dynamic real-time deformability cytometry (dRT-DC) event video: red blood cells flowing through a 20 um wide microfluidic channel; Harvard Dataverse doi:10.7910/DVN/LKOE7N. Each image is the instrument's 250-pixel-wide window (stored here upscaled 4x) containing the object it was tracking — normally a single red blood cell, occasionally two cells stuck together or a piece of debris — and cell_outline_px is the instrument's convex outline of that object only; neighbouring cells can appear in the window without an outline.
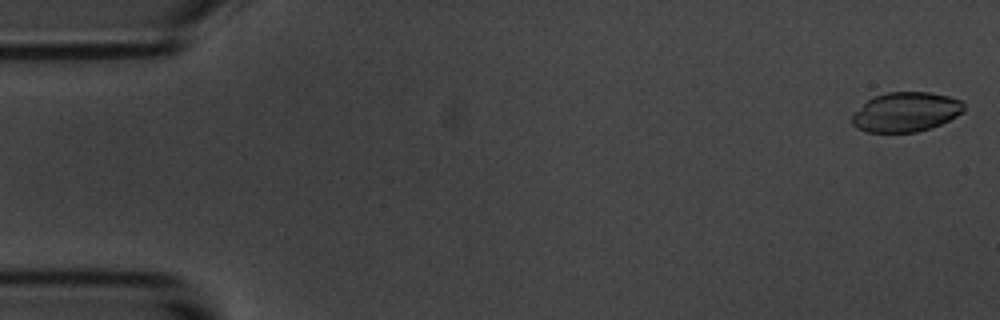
{"species": "common noctule bat (a hibernating species)", "species_latin": "Nyctalus noctula", "temperature_condition": "room temperature", "stored_images_in_passage": 56, "camera_frame_rate_fps": 3000, "um_per_image_px": 0.085, "animal": {"sex": "male", "body_mass_g": 20.1, "forearm_length_mm": 53.5}, "frame": {"image": 1, "passage_image": 1, "time_ms": 0.0, "image_size_px": [1000, 320], "cell_outline_px": [[964, 112], [932, 128], [916, 132], [868, 132], [856, 128], [852, 124], [852, 116], [868, 100], [876, 96], [888, 92], [928, 92], [948, 96], [960, 100], [964, 104]], "centroid_in_image_um": [77.02, 9.53], "position_along_channel_um": 8.0, "area_um2": 25.55}}
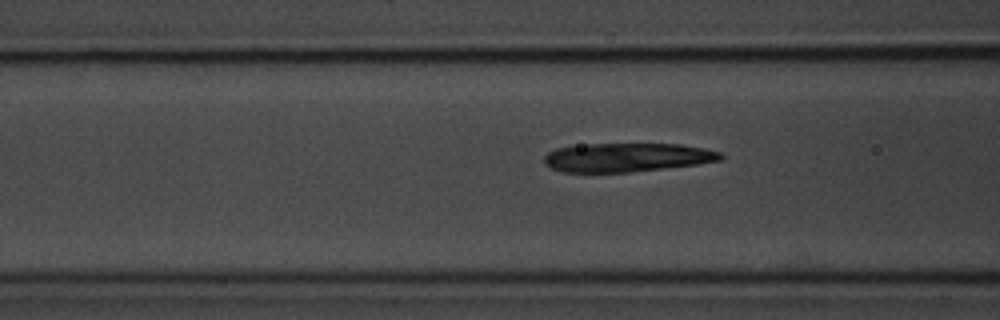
{"frame": {"image": 2, "passage_image": 21, "time_ms": 6.667, "image_size_px": [1000, 320], "cell_outline_px": [[724, 156], [720, 160], [696, 164], [664, 168], [628, 172], [564, 172], [552, 168], [544, 164], [544, 156], [548, 152], [556, 148], [588, 144], [680, 144], [720, 152]], "centroid_in_image_um": [53.25, 13.38], "position_along_channel_um": 113.4, "area_um2": 29.3}}
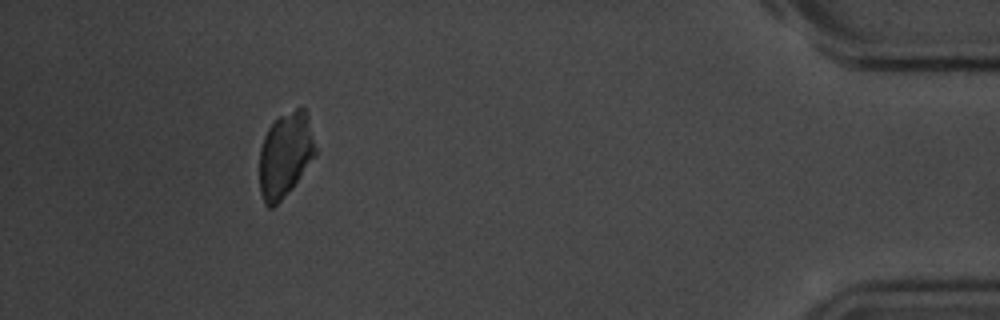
{"frame": {"image": 3, "passage_image": 51, "time_ms": 16.667, "image_size_px": [1000, 320], "cell_outline_px": [[316, 156], [292, 188], [272, 208], [268, 208], [264, 204], [260, 192], [260, 148], [264, 136], [268, 128], [280, 116], [296, 108], [304, 108], [308, 116], [316, 148]], "centroid_in_image_um": [24.25, 13.17], "position_along_channel_um": 411.0, "area_um2": 27.57}, "authors_computed_cell_mechanics": {"area_um2": 29.9115, "velocity_mm_per_s": 3.5606, "shape_relaxation_time_tau1_ms": 3.1161, "shape_relaxation_time_tau2_ms": 1.0396, "deformation_change_tau1": 0.0922, "deformation_change_tau2": 0.0656}}